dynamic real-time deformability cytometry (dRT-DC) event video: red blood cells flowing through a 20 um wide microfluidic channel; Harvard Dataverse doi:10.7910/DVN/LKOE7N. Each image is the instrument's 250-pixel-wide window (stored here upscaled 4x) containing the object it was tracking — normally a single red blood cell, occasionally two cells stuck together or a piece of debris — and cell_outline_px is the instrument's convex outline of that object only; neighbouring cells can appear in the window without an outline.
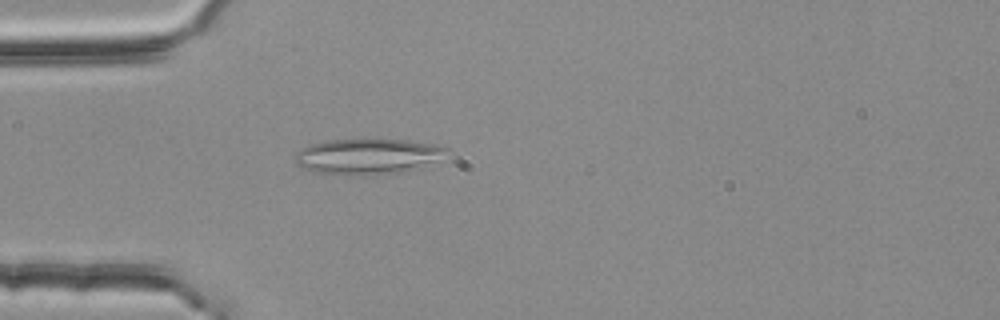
{"species": "common noctule bat (a hibernating species)", "species_latin": "Nyctalus noctula", "temperature_condition": "room temperature", "stored_images_in_passage": 45, "segment_of_instrument_passage": [1, 2], "camera_frame_rate_fps": 3000, "um_per_image_px": 0.085, "animal": {"sex": "female", "body_mass_g": 25.1}, "frame": {"image": 1, "passage_image": 7, "time_ms": 2.0, "image_size_px": [1000, 320], "cell_outline_px": [[448, 148], [432, 160], [420, 168], [404, 172], [348, 176], [316, 172], [300, 168], [296, 164], [292, 156], [300, 148], [308, 144], [324, 140], [404, 140], [432, 144]], "centroid_in_image_um": [31.06, 13.31], "position_along_channel_um": 53.9, "area_um2": 31.21}}